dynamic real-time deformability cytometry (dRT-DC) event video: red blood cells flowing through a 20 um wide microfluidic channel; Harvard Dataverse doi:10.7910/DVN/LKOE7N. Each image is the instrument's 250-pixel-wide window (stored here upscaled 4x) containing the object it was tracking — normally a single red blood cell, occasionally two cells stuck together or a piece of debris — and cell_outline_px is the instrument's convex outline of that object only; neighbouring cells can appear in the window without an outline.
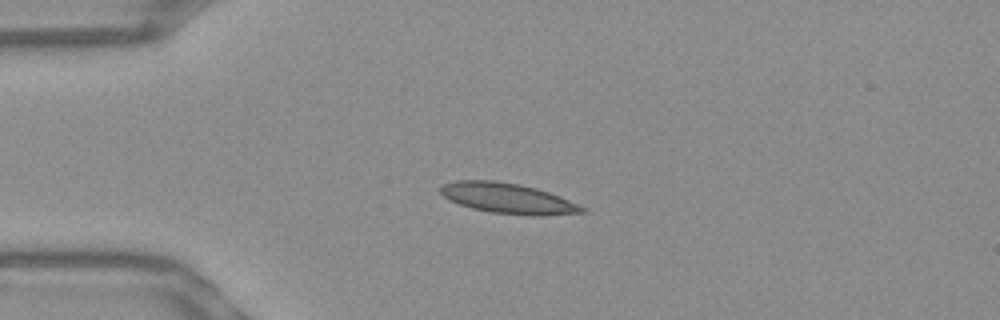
{"species": "Egyptian fruit bat (a non-hibernating species)", "species_latin": "Rousettus aegyptiacus", "temperature_condition": "warm", "stored_images_in_passage": 40, "camera_frame_rate_fps": 3000, "um_per_image_px": 0.085, "frame": {"image": 1, "passage_image": 1, "time_ms": 0.0, "image_size_px": [1000, 320], "cell_outline_px": [[588, 212], [540, 216], [532, 216], [488, 212], [472, 208], [448, 200], [440, 192], [440, 188], [444, 184], [456, 180], [492, 180], [516, 184], [536, 188], [548, 192], [588, 208]], "centroid_in_image_um": [43.18, 16.87], "position_along_channel_um": 41.8, "area_um2": 25.03}}
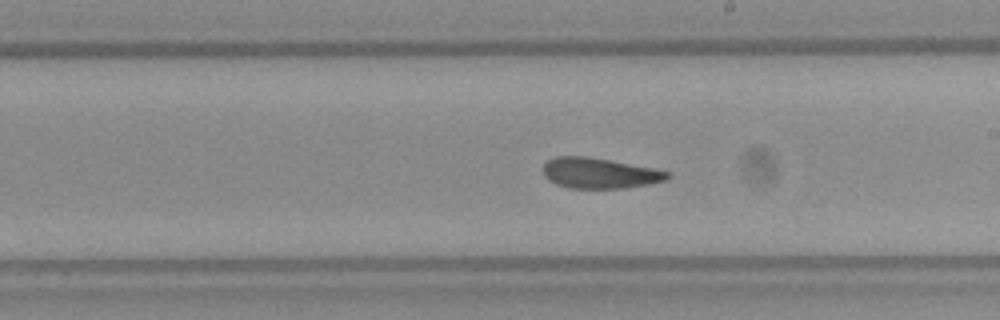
{"frame": {"image": 2, "passage_image": 18, "time_ms": 5.667, "image_size_px": [1000, 320], "cell_outline_px": [[672, 176], [668, 180], [648, 184], [624, 188], [568, 188], [556, 184], [548, 180], [544, 176], [544, 164], [548, 160], [556, 156], [588, 156], [652, 168], [672, 172]], "centroid_in_image_um": [50.98, 14.72], "position_along_channel_um": 238.0, "area_um2": 22.2}}
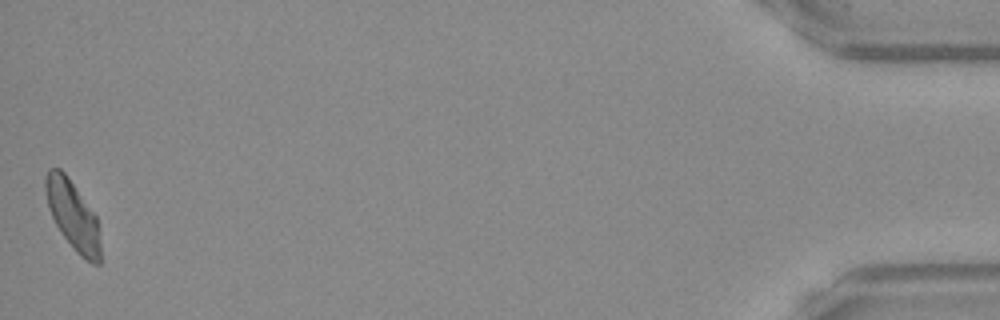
{"frame": {"image": 3, "passage_image": 40, "time_ms": 13.0, "image_size_px": [1000, 320], "cell_outline_px": [[100, 264], [92, 264], [80, 256], [76, 252], [60, 232], [48, 208], [44, 192], [44, 176], [48, 168], [60, 168], [68, 176], [96, 216], [100, 244]], "centroid_in_image_um": [6.15, 18.27], "position_along_channel_um": 429.0, "area_um2": 22.2}, "authors_computed_cell_mechanics": {"area_um2": 22.6287, "velocity_mm_per_s": 3.8839, "shape_relaxation_time_tau1_ms": null, "shape_relaxation_time_tau2_ms": 2.5176, "deformation_change_tau1": null, "deformation_change_tau2": 0.0707}}